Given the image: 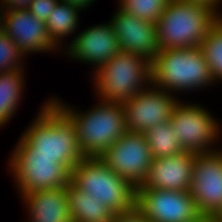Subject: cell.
<instances>
[{
	"label": "cell",
	"mask_w": 222,
	"mask_h": 222,
	"mask_svg": "<svg viewBox=\"0 0 222 222\" xmlns=\"http://www.w3.org/2000/svg\"><path fill=\"white\" fill-rule=\"evenodd\" d=\"M113 222H151L135 207L128 212L114 213Z\"/></svg>",
	"instance_id": "26"
},
{
	"label": "cell",
	"mask_w": 222,
	"mask_h": 222,
	"mask_svg": "<svg viewBox=\"0 0 222 222\" xmlns=\"http://www.w3.org/2000/svg\"><path fill=\"white\" fill-rule=\"evenodd\" d=\"M136 207L151 222H190L201 215L190 191L137 189Z\"/></svg>",
	"instance_id": "13"
},
{
	"label": "cell",
	"mask_w": 222,
	"mask_h": 222,
	"mask_svg": "<svg viewBox=\"0 0 222 222\" xmlns=\"http://www.w3.org/2000/svg\"><path fill=\"white\" fill-rule=\"evenodd\" d=\"M187 1H194L200 2L207 6L213 7L219 14L222 12V0H187ZM221 6V7H220Z\"/></svg>",
	"instance_id": "29"
},
{
	"label": "cell",
	"mask_w": 222,
	"mask_h": 222,
	"mask_svg": "<svg viewBox=\"0 0 222 222\" xmlns=\"http://www.w3.org/2000/svg\"><path fill=\"white\" fill-rule=\"evenodd\" d=\"M33 0H0L4 12L29 9Z\"/></svg>",
	"instance_id": "27"
},
{
	"label": "cell",
	"mask_w": 222,
	"mask_h": 222,
	"mask_svg": "<svg viewBox=\"0 0 222 222\" xmlns=\"http://www.w3.org/2000/svg\"><path fill=\"white\" fill-rule=\"evenodd\" d=\"M18 141L32 156L55 158L70 174L84 156L71 120L47 97Z\"/></svg>",
	"instance_id": "1"
},
{
	"label": "cell",
	"mask_w": 222,
	"mask_h": 222,
	"mask_svg": "<svg viewBox=\"0 0 222 222\" xmlns=\"http://www.w3.org/2000/svg\"><path fill=\"white\" fill-rule=\"evenodd\" d=\"M152 158H164L181 154L185 150L173 130L171 121L161 122L144 133Z\"/></svg>",
	"instance_id": "21"
},
{
	"label": "cell",
	"mask_w": 222,
	"mask_h": 222,
	"mask_svg": "<svg viewBox=\"0 0 222 222\" xmlns=\"http://www.w3.org/2000/svg\"><path fill=\"white\" fill-rule=\"evenodd\" d=\"M60 2H66L69 3L71 5H75L76 7H78L80 10H82L83 12L89 8H92L90 6H92V4L95 3V1L97 0H59Z\"/></svg>",
	"instance_id": "28"
},
{
	"label": "cell",
	"mask_w": 222,
	"mask_h": 222,
	"mask_svg": "<svg viewBox=\"0 0 222 222\" xmlns=\"http://www.w3.org/2000/svg\"><path fill=\"white\" fill-rule=\"evenodd\" d=\"M27 217L23 222H73L64 188L21 194Z\"/></svg>",
	"instance_id": "17"
},
{
	"label": "cell",
	"mask_w": 222,
	"mask_h": 222,
	"mask_svg": "<svg viewBox=\"0 0 222 222\" xmlns=\"http://www.w3.org/2000/svg\"><path fill=\"white\" fill-rule=\"evenodd\" d=\"M196 153L184 151L164 158H152L151 169L137 189L190 191Z\"/></svg>",
	"instance_id": "16"
},
{
	"label": "cell",
	"mask_w": 222,
	"mask_h": 222,
	"mask_svg": "<svg viewBox=\"0 0 222 222\" xmlns=\"http://www.w3.org/2000/svg\"><path fill=\"white\" fill-rule=\"evenodd\" d=\"M81 12L83 11L75 5L59 1L48 16L45 22L46 32L61 52L66 47L67 37L68 39L71 37L70 40L74 39L78 29H81L79 28Z\"/></svg>",
	"instance_id": "20"
},
{
	"label": "cell",
	"mask_w": 222,
	"mask_h": 222,
	"mask_svg": "<svg viewBox=\"0 0 222 222\" xmlns=\"http://www.w3.org/2000/svg\"><path fill=\"white\" fill-rule=\"evenodd\" d=\"M151 84L179 99L216 85L199 46L159 51L151 62Z\"/></svg>",
	"instance_id": "3"
},
{
	"label": "cell",
	"mask_w": 222,
	"mask_h": 222,
	"mask_svg": "<svg viewBox=\"0 0 222 222\" xmlns=\"http://www.w3.org/2000/svg\"><path fill=\"white\" fill-rule=\"evenodd\" d=\"M70 180L114 213L136 207L137 187L110 170L99 157H84L71 170Z\"/></svg>",
	"instance_id": "6"
},
{
	"label": "cell",
	"mask_w": 222,
	"mask_h": 222,
	"mask_svg": "<svg viewBox=\"0 0 222 222\" xmlns=\"http://www.w3.org/2000/svg\"><path fill=\"white\" fill-rule=\"evenodd\" d=\"M8 156L7 172L12 177L17 194H29L45 189L64 188L71 174L53 157L32 156L19 142H15Z\"/></svg>",
	"instance_id": "8"
},
{
	"label": "cell",
	"mask_w": 222,
	"mask_h": 222,
	"mask_svg": "<svg viewBox=\"0 0 222 222\" xmlns=\"http://www.w3.org/2000/svg\"><path fill=\"white\" fill-rule=\"evenodd\" d=\"M99 158L110 170L128 179L135 187L145 181L152 164L144 134L128 131Z\"/></svg>",
	"instance_id": "9"
},
{
	"label": "cell",
	"mask_w": 222,
	"mask_h": 222,
	"mask_svg": "<svg viewBox=\"0 0 222 222\" xmlns=\"http://www.w3.org/2000/svg\"><path fill=\"white\" fill-rule=\"evenodd\" d=\"M91 76L95 98L125 102L151 84V62L120 51Z\"/></svg>",
	"instance_id": "5"
},
{
	"label": "cell",
	"mask_w": 222,
	"mask_h": 222,
	"mask_svg": "<svg viewBox=\"0 0 222 222\" xmlns=\"http://www.w3.org/2000/svg\"><path fill=\"white\" fill-rule=\"evenodd\" d=\"M170 0H117L120 9L141 20L155 23Z\"/></svg>",
	"instance_id": "23"
},
{
	"label": "cell",
	"mask_w": 222,
	"mask_h": 222,
	"mask_svg": "<svg viewBox=\"0 0 222 222\" xmlns=\"http://www.w3.org/2000/svg\"><path fill=\"white\" fill-rule=\"evenodd\" d=\"M26 57L3 30L0 32V73L24 68ZM25 64V65H24Z\"/></svg>",
	"instance_id": "24"
},
{
	"label": "cell",
	"mask_w": 222,
	"mask_h": 222,
	"mask_svg": "<svg viewBox=\"0 0 222 222\" xmlns=\"http://www.w3.org/2000/svg\"><path fill=\"white\" fill-rule=\"evenodd\" d=\"M180 100L176 95L150 84L122 102L128 132L144 134L161 122L170 120L173 108Z\"/></svg>",
	"instance_id": "10"
},
{
	"label": "cell",
	"mask_w": 222,
	"mask_h": 222,
	"mask_svg": "<svg viewBox=\"0 0 222 222\" xmlns=\"http://www.w3.org/2000/svg\"><path fill=\"white\" fill-rule=\"evenodd\" d=\"M210 67L215 84H222V21L219 19L206 33L199 46ZM221 82V83H220Z\"/></svg>",
	"instance_id": "22"
},
{
	"label": "cell",
	"mask_w": 222,
	"mask_h": 222,
	"mask_svg": "<svg viewBox=\"0 0 222 222\" xmlns=\"http://www.w3.org/2000/svg\"><path fill=\"white\" fill-rule=\"evenodd\" d=\"M58 2L59 0H33L28 10L34 17L46 22Z\"/></svg>",
	"instance_id": "25"
},
{
	"label": "cell",
	"mask_w": 222,
	"mask_h": 222,
	"mask_svg": "<svg viewBox=\"0 0 222 222\" xmlns=\"http://www.w3.org/2000/svg\"><path fill=\"white\" fill-rule=\"evenodd\" d=\"M219 20L211 6L187 0H170L156 22L159 51L200 46L207 31Z\"/></svg>",
	"instance_id": "4"
},
{
	"label": "cell",
	"mask_w": 222,
	"mask_h": 222,
	"mask_svg": "<svg viewBox=\"0 0 222 222\" xmlns=\"http://www.w3.org/2000/svg\"><path fill=\"white\" fill-rule=\"evenodd\" d=\"M120 51L118 37L108 20L105 23L88 25L83 31L79 30L75 38L67 42L62 56L75 62L85 63L84 65H91L92 75Z\"/></svg>",
	"instance_id": "11"
},
{
	"label": "cell",
	"mask_w": 222,
	"mask_h": 222,
	"mask_svg": "<svg viewBox=\"0 0 222 222\" xmlns=\"http://www.w3.org/2000/svg\"><path fill=\"white\" fill-rule=\"evenodd\" d=\"M2 30L11 37L26 58L34 53L61 55L46 32V23L34 17L28 9L4 12Z\"/></svg>",
	"instance_id": "14"
},
{
	"label": "cell",
	"mask_w": 222,
	"mask_h": 222,
	"mask_svg": "<svg viewBox=\"0 0 222 222\" xmlns=\"http://www.w3.org/2000/svg\"><path fill=\"white\" fill-rule=\"evenodd\" d=\"M109 19L121 51L137 54L152 62L159 53L156 24L139 19L118 6Z\"/></svg>",
	"instance_id": "15"
},
{
	"label": "cell",
	"mask_w": 222,
	"mask_h": 222,
	"mask_svg": "<svg viewBox=\"0 0 222 222\" xmlns=\"http://www.w3.org/2000/svg\"><path fill=\"white\" fill-rule=\"evenodd\" d=\"M49 97L73 123L78 147L84 157H100L128 131L122 102L96 98L98 103L95 102L92 107L80 110L77 106L75 108L65 103L60 97L54 95Z\"/></svg>",
	"instance_id": "2"
},
{
	"label": "cell",
	"mask_w": 222,
	"mask_h": 222,
	"mask_svg": "<svg viewBox=\"0 0 222 222\" xmlns=\"http://www.w3.org/2000/svg\"><path fill=\"white\" fill-rule=\"evenodd\" d=\"M25 67L0 73V129L6 128L14 119L26 91ZM26 87V88H25ZM21 101V102H20Z\"/></svg>",
	"instance_id": "19"
},
{
	"label": "cell",
	"mask_w": 222,
	"mask_h": 222,
	"mask_svg": "<svg viewBox=\"0 0 222 222\" xmlns=\"http://www.w3.org/2000/svg\"><path fill=\"white\" fill-rule=\"evenodd\" d=\"M219 19L222 21V12L219 14Z\"/></svg>",
	"instance_id": "32"
},
{
	"label": "cell",
	"mask_w": 222,
	"mask_h": 222,
	"mask_svg": "<svg viewBox=\"0 0 222 222\" xmlns=\"http://www.w3.org/2000/svg\"><path fill=\"white\" fill-rule=\"evenodd\" d=\"M218 217L222 220V211H221V213L218 215Z\"/></svg>",
	"instance_id": "33"
},
{
	"label": "cell",
	"mask_w": 222,
	"mask_h": 222,
	"mask_svg": "<svg viewBox=\"0 0 222 222\" xmlns=\"http://www.w3.org/2000/svg\"><path fill=\"white\" fill-rule=\"evenodd\" d=\"M200 214L218 216L222 211V148L196 153L190 189Z\"/></svg>",
	"instance_id": "12"
},
{
	"label": "cell",
	"mask_w": 222,
	"mask_h": 222,
	"mask_svg": "<svg viewBox=\"0 0 222 222\" xmlns=\"http://www.w3.org/2000/svg\"><path fill=\"white\" fill-rule=\"evenodd\" d=\"M3 20H4V9L0 3V27L3 28Z\"/></svg>",
	"instance_id": "31"
},
{
	"label": "cell",
	"mask_w": 222,
	"mask_h": 222,
	"mask_svg": "<svg viewBox=\"0 0 222 222\" xmlns=\"http://www.w3.org/2000/svg\"><path fill=\"white\" fill-rule=\"evenodd\" d=\"M73 222H113L114 212L71 180L64 187Z\"/></svg>",
	"instance_id": "18"
},
{
	"label": "cell",
	"mask_w": 222,
	"mask_h": 222,
	"mask_svg": "<svg viewBox=\"0 0 222 222\" xmlns=\"http://www.w3.org/2000/svg\"><path fill=\"white\" fill-rule=\"evenodd\" d=\"M190 222H222V220L216 215H199L195 220Z\"/></svg>",
	"instance_id": "30"
},
{
	"label": "cell",
	"mask_w": 222,
	"mask_h": 222,
	"mask_svg": "<svg viewBox=\"0 0 222 222\" xmlns=\"http://www.w3.org/2000/svg\"><path fill=\"white\" fill-rule=\"evenodd\" d=\"M202 104L181 99L173 108L171 125L185 151L209 153L222 148V121Z\"/></svg>",
	"instance_id": "7"
}]
</instances>
